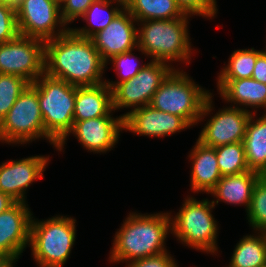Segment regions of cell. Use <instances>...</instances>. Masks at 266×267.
Segmentation results:
<instances>
[{
  "label": "cell",
  "mask_w": 266,
  "mask_h": 267,
  "mask_svg": "<svg viewBox=\"0 0 266 267\" xmlns=\"http://www.w3.org/2000/svg\"><path fill=\"white\" fill-rule=\"evenodd\" d=\"M255 116L258 115H251L246 126L245 157L250 170L266 175V113Z\"/></svg>",
  "instance_id": "22"
},
{
  "label": "cell",
  "mask_w": 266,
  "mask_h": 267,
  "mask_svg": "<svg viewBox=\"0 0 266 267\" xmlns=\"http://www.w3.org/2000/svg\"><path fill=\"white\" fill-rule=\"evenodd\" d=\"M246 213L250 227L255 232L266 233V175L258 178Z\"/></svg>",
  "instance_id": "28"
},
{
  "label": "cell",
  "mask_w": 266,
  "mask_h": 267,
  "mask_svg": "<svg viewBox=\"0 0 266 267\" xmlns=\"http://www.w3.org/2000/svg\"><path fill=\"white\" fill-rule=\"evenodd\" d=\"M124 8L123 0H96L80 17L88 25L70 29L80 37L91 38L98 31L105 29Z\"/></svg>",
  "instance_id": "23"
},
{
  "label": "cell",
  "mask_w": 266,
  "mask_h": 267,
  "mask_svg": "<svg viewBox=\"0 0 266 267\" xmlns=\"http://www.w3.org/2000/svg\"><path fill=\"white\" fill-rule=\"evenodd\" d=\"M125 9L137 22L176 19L185 15L176 0H126Z\"/></svg>",
  "instance_id": "25"
},
{
  "label": "cell",
  "mask_w": 266,
  "mask_h": 267,
  "mask_svg": "<svg viewBox=\"0 0 266 267\" xmlns=\"http://www.w3.org/2000/svg\"><path fill=\"white\" fill-rule=\"evenodd\" d=\"M186 197L175 216L170 212L171 234L188 248L216 255L219 227L212 214L215 206L208 198Z\"/></svg>",
  "instance_id": "4"
},
{
  "label": "cell",
  "mask_w": 266,
  "mask_h": 267,
  "mask_svg": "<svg viewBox=\"0 0 266 267\" xmlns=\"http://www.w3.org/2000/svg\"><path fill=\"white\" fill-rule=\"evenodd\" d=\"M251 78L266 84V49L258 55Z\"/></svg>",
  "instance_id": "35"
},
{
  "label": "cell",
  "mask_w": 266,
  "mask_h": 267,
  "mask_svg": "<svg viewBox=\"0 0 266 267\" xmlns=\"http://www.w3.org/2000/svg\"><path fill=\"white\" fill-rule=\"evenodd\" d=\"M18 260H0V267H14Z\"/></svg>",
  "instance_id": "37"
},
{
  "label": "cell",
  "mask_w": 266,
  "mask_h": 267,
  "mask_svg": "<svg viewBox=\"0 0 266 267\" xmlns=\"http://www.w3.org/2000/svg\"><path fill=\"white\" fill-rule=\"evenodd\" d=\"M169 253V251L162 254L143 258L126 264V267H178V262Z\"/></svg>",
  "instance_id": "34"
},
{
  "label": "cell",
  "mask_w": 266,
  "mask_h": 267,
  "mask_svg": "<svg viewBox=\"0 0 266 267\" xmlns=\"http://www.w3.org/2000/svg\"><path fill=\"white\" fill-rule=\"evenodd\" d=\"M137 20L124 8L103 30L91 37L105 63L112 57L137 50Z\"/></svg>",
  "instance_id": "16"
},
{
  "label": "cell",
  "mask_w": 266,
  "mask_h": 267,
  "mask_svg": "<svg viewBox=\"0 0 266 267\" xmlns=\"http://www.w3.org/2000/svg\"><path fill=\"white\" fill-rule=\"evenodd\" d=\"M190 17L185 14L176 19L137 22V50L152 58L150 61L190 64L193 50H196L192 48L188 33Z\"/></svg>",
  "instance_id": "3"
},
{
  "label": "cell",
  "mask_w": 266,
  "mask_h": 267,
  "mask_svg": "<svg viewBox=\"0 0 266 267\" xmlns=\"http://www.w3.org/2000/svg\"><path fill=\"white\" fill-rule=\"evenodd\" d=\"M16 201L9 195L0 191V213L7 211Z\"/></svg>",
  "instance_id": "36"
},
{
  "label": "cell",
  "mask_w": 266,
  "mask_h": 267,
  "mask_svg": "<svg viewBox=\"0 0 266 267\" xmlns=\"http://www.w3.org/2000/svg\"><path fill=\"white\" fill-rule=\"evenodd\" d=\"M76 219L56 215L47 220L32 216L30 244L37 267H63L76 240Z\"/></svg>",
  "instance_id": "5"
},
{
  "label": "cell",
  "mask_w": 266,
  "mask_h": 267,
  "mask_svg": "<svg viewBox=\"0 0 266 267\" xmlns=\"http://www.w3.org/2000/svg\"><path fill=\"white\" fill-rule=\"evenodd\" d=\"M212 95L213 93L206 98L198 121H203L209 115L210 119L204 124L197 140L212 148L243 142L246 126L252 113L238 107L228 106L221 108L213 115L214 95Z\"/></svg>",
  "instance_id": "9"
},
{
  "label": "cell",
  "mask_w": 266,
  "mask_h": 267,
  "mask_svg": "<svg viewBox=\"0 0 266 267\" xmlns=\"http://www.w3.org/2000/svg\"><path fill=\"white\" fill-rule=\"evenodd\" d=\"M114 112L112 90L105 82L95 86H76L74 122L112 116Z\"/></svg>",
  "instance_id": "21"
},
{
  "label": "cell",
  "mask_w": 266,
  "mask_h": 267,
  "mask_svg": "<svg viewBox=\"0 0 266 267\" xmlns=\"http://www.w3.org/2000/svg\"><path fill=\"white\" fill-rule=\"evenodd\" d=\"M135 50L124 52L122 54L116 55L107 61V64H113L114 71L117 74V81L105 80V83L113 90L119 83L130 80L135 77V75L146 65L145 63L140 64V59L133 53ZM110 62V63H108Z\"/></svg>",
  "instance_id": "30"
},
{
  "label": "cell",
  "mask_w": 266,
  "mask_h": 267,
  "mask_svg": "<svg viewBox=\"0 0 266 267\" xmlns=\"http://www.w3.org/2000/svg\"><path fill=\"white\" fill-rule=\"evenodd\" d=\"M181 10L191 16L214 18L218 13L216 0H176Z\"/></svg>",
  "instance_id": "31"
},
{
  "label": "cell",
  "mask_w": 266,
  "mask_h": 267,
  "mask_svg": "<svg viewBox=\"0 0 266 267\" xmlns=\"http://www.w3.org/2000/svg\"><path fill=\"white\" fill-rule=\"evenodd\" d=\"M49 155H37L9 160L0 164V191L16 202H27L26 191L36 180L43 178Z\"/></svg>",
  "instance_id": "15"
},
{
  "label": "cell",
  "mask_w": 266,
  "mask_h": 267,
  "mask_svg": "<svg viewBox=\"0 0 266 267\" xmlns=\"http://www.w3.org/2000/svg\"><path fill=\"white\" fill-rule=\"evenodd\" d=\"M16 20L19 35L43 41L70 29L62 20L57 0H23L16 7Z\"/></svg>",
  "instance_id": "12"
},
{
  "label": "cell",
  "mask_w": 266,
  "mask_h": 267,
  "mask_svg": "<svg viewBox=\"0 0 266 267\" xmlns=\"http://www.w3.org/2000/svg\"><path fill=\"white\" fill-rule=\"evenodd\" d=\"M174 69L173 64L161 61L148 62L135 77L119 83L112 90L113 110L117 112L120 109L131 108L121 115L125 118L133 110L149 105L153 94Z\"/></svg>",
  "instance_id": "10"
},
{
  "label": "cell",
  "mask_w": 266,
  "mask_h": 267,
  "mask_svg": "<svg viewBox=\"0 0 266 267\" xmlns=\"http://www.w3.org/2000/svg\"><path fill=\"white\" fill-rule=\"evenodd\" d=\"M25 202H16L0 213V260H18L30 244L32 212Z\"/></svg>",
  "instance_id": "14"
},
{
  "label": "cell",
  "mask_w": 266,
  "mask_h": 267,
  "mask_svg": "<svg viewBox=\"0 0 266 267\" xmlns=\"http://www.w3.org/2000/svg\"><path fill=\"white\" fill-rule=\"evenodd\" d=\"M18 35L16 8L0 4V43L14 40Z\"/></svg>",
  "instance_id": "32"
},
{
  "label": "cell",
  "mask_w": 266,
  "mask_h": 267,
  "mask_svg": "<svg viewBox=\"0 0 266 267\" xmlns=\"http://www.w3.org/2000/svg\"><path fill=\"white\" fill-rule=\"evenodd\" d=\"M106 63L91 38L76 35L71 29L45 41V73L77 87L105 82Z\"/></svg>",
  "instance_id": "1"
},
{
  "label": "cell",
  "mask_w": 266,
  "mask_h": 267,
  "mask_svg": "<svg viewBox=\"0 0 266 267\" xmlns=\"http://www.w3.org/2000/svg\"><path fill=\"white\" fill-rule=\"evenodd\" d=\"M40 138L57 148L58 144L45 132L38 89L31 83L1 120L0 142L25 145Z\"/></svg>",
  "instance_id": "8"
},
{
  "label": "cell",
  "mask_w": 266,
  "mask_h": 267,
  "mask_svg": "<svg viewBox=\"0 0 266 267\" xmlns=\"http://www.w3.org/2000/svg\"><path fill=\"white\" fill-rule=\"evenodd\" d=\"M217 164L222 176L249 171L243 142L226 144L215 148Z\"/></svg>",
  "instance_id": "27"
},
{
  "label": "cell",
  "mask_w": 266,
  "mask_h": 267,
  "mask_svg": "<svg viewBox=\"0 0 266 267\" xmlns=\"http://www.w3.org/2000/svg\"><path fill=\"white\" fill-rule=\"evenodd\" d=\"M263 50L237 49L230 56L228 64H226L220 72L217 73V80H238L242 78H251L258 55Z\"/></svg>",
  "instance_id": "26"
},
{
  "label": "cell",
  "mask_w": 266,
  "mask_h": 267,
  "mask_svg": "<svg viewBox=\"0 0 266 267\" xmlns=\"http://www.w3.org/2000/svg\"><path fill=\"white\" fill-rule=\"evenodd\" d=\"M217 92L225 103H231L232 107H238L252 114H257L261 107L266 113V84L253 78L238 80H217ZM252 108L247 109V108ZM254 110V111H253Z\"/></svg>",
  "instance_id": "18"
},
{
  "label": "cell",
  "mask_w": 266,
  "mask_h": 267,
  "mask_svg": "<svg viewBox=\"0 0 266 267\" xmlns=\"http://www.w3.org/2000/svg\"><path fill=\"white\" fill-rule=\"evenodd\" d=\"M255 233L237 242L229 267H266V233Z\"/></svg>",
  "instance_id": "24"
},
{
  "label": "cell",
  "mask_w": 266,
  "mask_h": 267,
  "mask_svg": "<svg viewBox=\"0 0 266 267\" xmlns=\"http://www.w3.org/2000/svg\"><path fill=\"white\" fill-rule=\"evenodd\" d=\"M261 176L258 172L249 170L239 174L222 176L215 188L209 193L213 198L214 206L219 202L231 205L245 206L249 209L253 188ZM242 204V205H241Z\"/></svg>",
  "instance_id": "20"
},
{
  "label": "cell",
  "mask_w": 266,
  "mask_h": 267,
  "mask_svg": "<svg viewBox=\"0 0 266 267\" xmlns=\"http://www.w3.org/2000/svg\"><path fill=\"white\" fill-rule=\"evenodd\" d=\"M169 233H172L170 212H130L115 233L109 261L129 264L167 252L165 242Z\"/></svg>",
  "instance_id": "2"
},
{
  "label": "cell",
  "mask_w": 266,
  "mask_h": 267,
  "mask_svg": "<svg viewBox=\"0 0 266 267\" xmlns=\"http://www.w3.org/2000/svg\"><path fill=\"white\" fill-rule=\"evenodd\" d=\"M196 144L189 152L190 167V190L194 193L209 194L221 179L215 148L203 145L196 140Z\"/></svg>",
  "instance_id": "19"
},
{
  "label": "cell",
  "mask_w": 266,
  "mask_h": 267,
  "mask_svg": "<svg viewBox=\"0 0 266 267\" xmlns=\"http://www.w3.org/2000/svg\"><path fill=\"white\" fill-rule=\"evenodd\" d=\"M29 84L22 77L0 74V122Z\"/></svg>",
  "instance_id": "29"
},
{
  "label": "cell",
  "mask_w": 266,
  "mask_h": 267,
  "mask_svg": "<svg viewBox=\"0 0 266 267\" xmlns=\"http://www.w3.org/2000/svg\"><path fill=\"white\" fill-rule=\"evenodd\" d=\"M124 130V118L113 116H102L93 119H87L74 122L71 131L68 135L57 145V150L62 152L67 137L73 134L78 142L88 152L94 154L106 153L113 150L115 145L119 142L120 132Z\"/></svg>",
  "instance_id": "13"
},
{
  "label": "cell",
  "mask_w": 266,
  "mask_h": 267,
  "mask_svg": "<svg viewBox=\"0 0 266 267\" xmlns=\"http://www.w3.org/2000/svg\"><path fill=\"white\" fill-rule=\"evenodd\" d=\"M191 125L182 117L159 111L151 105L130 112L124 118V130L147 137H167Z\"/></svg>",
  "instance_id": "17"
},
{
  "label": "cell",
  "mask_w": 266,
  "mask_h": 267,
  "mask_svg": "<svg viewBox=\"0 0 266 267\" xmlns=\"http://www.w3.org/2000/svg\"><path fill=\"white\" fill-rule=\"evenodd\" d=\"M45 73V41L18 35L0 43V74L16 75L34 83Z\"/></svg>",
  "instance_id": "11"
},
{
  "label": "cell",
  "mask_w": 266,
  "mask_h": 267,
  "mask_svg": "<svg viewBox=\"0 0 266 267\" xmlns=\"http://www.w3.org/2000/svg\"><path fill=\"white\" fill-rule=\"evenodd\" d=\"M96 0H65L61 5L62 20L69 25L80 18Z\"/></svg>",
  "instance_id": "33"
},
{
  "label": "cell",
  "mask_w": 266,
  "mask_h": 267,
  "mask_svg": "<svg viewBox=\"0 0 266 267\" xmlns=\"http://www.w3.org/2000/svg\"><path fill=\"white\" fill-rule=\"evenodd\" d=\"M176 68L153 94L149 105L159 111L182 117L191 126L197 125L204 102L211 92L196 84L187 72Z\"/></svg>",
  "instance_id": "7"
},
{
  "label": "cell",
  "mask_w": 266,
  "mask_h": 267,
  "mask_svg": "<svg viewBox=\"0 0 266 267\" xmlns=\"http://www.w3.org/2000/svg\"><path fill=\"white\" fill-rule=\"evenodd\" d=\"M45 132L59 144L74 124L76 86L44 73L34 83Z\"/></svg>",
  "instance_id": "6"
},
{
  "label": "cell",
  "mask_w": 266,
  "mask_h": 267,
  "mask_svg": "<svg viewBox=\"0 0 266 267\" xmlns=\"http://www.w3.org/2000/svg\"><path fill=\"white\" fill-rule=\"evenodd\" d=\"M23 0H13V7L16 8L17 5L22 2Z\"/></svg>",
  "instance_id": "39"
},
{
  "label": "cell",
  "mask_w": 266,
  "mask_h": 267,
  "mask_svg": "<svg viewBox=\"0 0 266 267\" xmlns=\"http://www.w3.org/2000/svg\"><path fill=\"white\" fill-rule=\"evenodd\" d=\"M65 0H57V2L61 5Z\"/></svg>",
  "instance_id": "40"
},
{
  "label": "cell",
  "mask_w": 266,
  "mask_h": 267,
  "mask_svg": "<svg viewBox=\"0 0 266 267\" xmlns=\"http://www.w3.org/2000/svg\"><path fill=\"white\" fill-rule=\"evenodd\" d=\"M0 4H5L13 7V0H0Z\"/></svg>",
  "instance_id": "38"
}]
</instances>
